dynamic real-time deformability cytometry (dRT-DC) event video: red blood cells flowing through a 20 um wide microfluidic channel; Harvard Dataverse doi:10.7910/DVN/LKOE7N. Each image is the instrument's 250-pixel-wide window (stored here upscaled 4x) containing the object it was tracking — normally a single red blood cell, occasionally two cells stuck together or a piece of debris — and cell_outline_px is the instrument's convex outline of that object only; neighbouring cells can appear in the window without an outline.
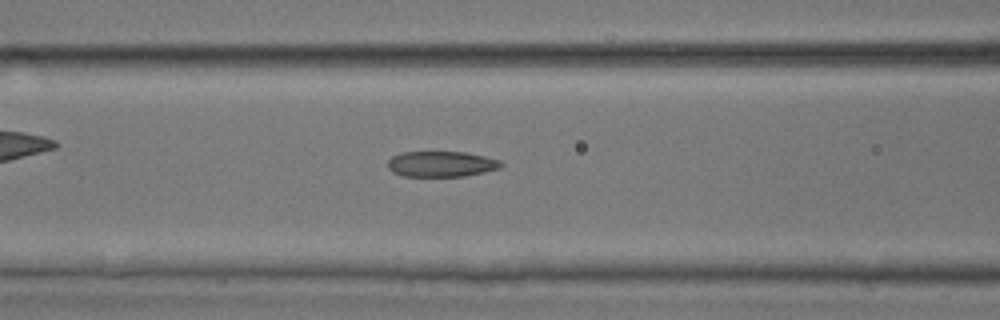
{"species": "common noctule bat (a hibernating species)", "species_latin": "Nyctalus noctula", "temperature_condition": "room temperature", "stored_images_in_passage": 35, "camera_frame_rate_fps": 3000, "um_per_image_px": 0.085, "animal": {"sex": "male", "body_mass_g": 17.9, "forearm_length_mm": 54.2}, "frame": {"image": 1, "passage_image": 19, "time_ms": 6.0, "image_size_px": [1000, 320], "cell_outline_px": [[504, 164], [500, 168], [484, 172], [464, 176], [404, 176], [392, 172], [388, 168], [388, 160], [392, 156], [400, 152], [464, 152], [484, 156], [500, 160]], "centroid_in_image_um": [37.5, 13.94], "position_along_channel_um": 129.1, "area_um2": 16.94}}
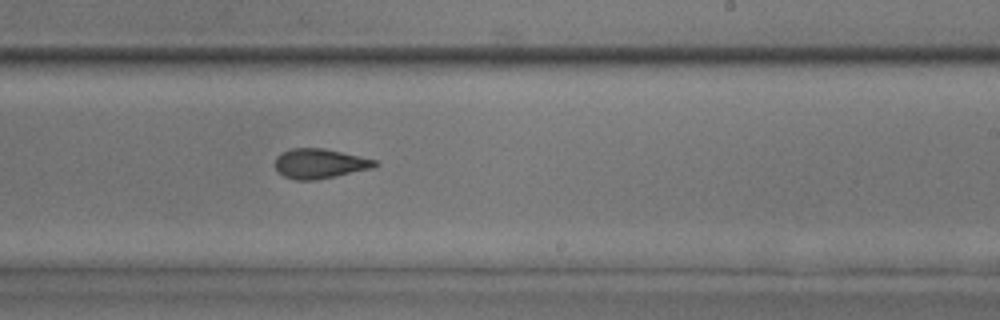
{"frame": {"image": 2, "passage_image": 28, "time_ms": 9.0, "image_size_px": [1000, 320], "cell_outline_px": [[380, 164], [372, 168], [336, 176], [316, 180], [296, 180], [284, 176], [272, 164], [276, 156], [280, 152], [292, 148], [324, 148], [376, 160]], "centroid_in_image_um": [27.13, 13.9], "position_along_channel_um": 261.9, "area_um2": 17.4}}